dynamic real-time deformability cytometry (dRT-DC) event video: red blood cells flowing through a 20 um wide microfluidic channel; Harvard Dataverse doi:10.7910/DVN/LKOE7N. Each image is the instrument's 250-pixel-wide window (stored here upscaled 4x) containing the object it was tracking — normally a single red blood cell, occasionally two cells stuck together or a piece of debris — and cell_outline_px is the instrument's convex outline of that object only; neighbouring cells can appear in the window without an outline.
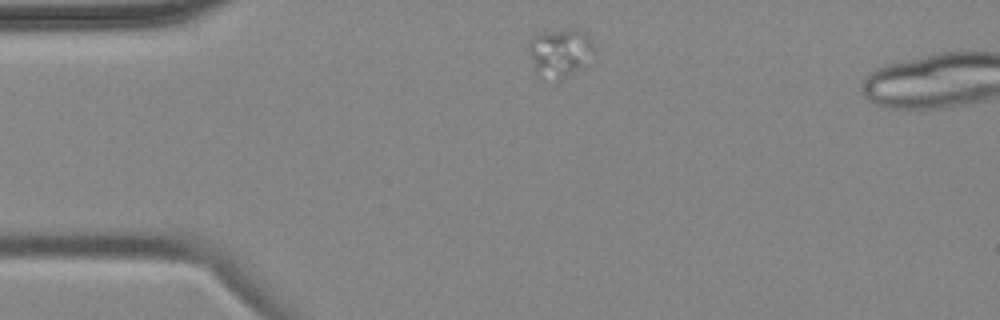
{"species": "common noctule bat (a hibernating species)", "species_latin": "Nyctalus noctula", "temperature_condition": "cold", "stored_images_in_passage": 3, "camera_frame_rate_fps": 3000, "um_per_image_px": 0.085, "animal": {"sex": "female", "body_mass_g": 18.4}, "frame": {"image": 1, "passage_image": 1, "time_ms": 0.0, "image_size_px": [1000, 320], "cell_outline_px": [[592, 48], [580, 68], [556, 84], [540, 80], [536, 76], [528, 56], [528, 40], [532, 36], [540, 32], [568, 28], [576, 28], [584, 32], [592, 40]], "centroid_in_image_um": [47.45, 4.53], "position_along_channel_um": 37.6, "area_um2": 19.19}}